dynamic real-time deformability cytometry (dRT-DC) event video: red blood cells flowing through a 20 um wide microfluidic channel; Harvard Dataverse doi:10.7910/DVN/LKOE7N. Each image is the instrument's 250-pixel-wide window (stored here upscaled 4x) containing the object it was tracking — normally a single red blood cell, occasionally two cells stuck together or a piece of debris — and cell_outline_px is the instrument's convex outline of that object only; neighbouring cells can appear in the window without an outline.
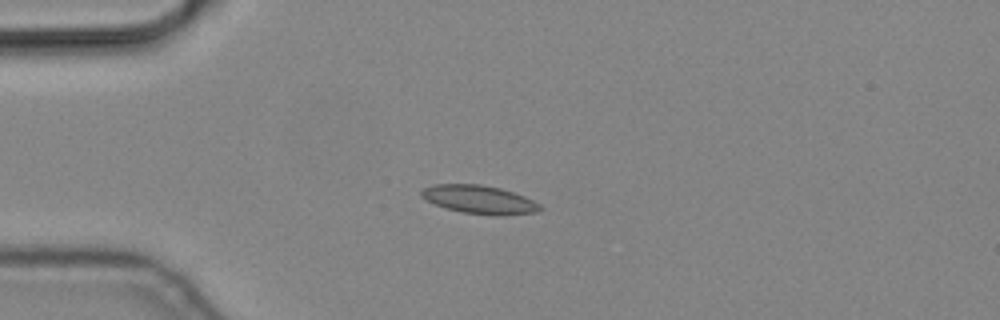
{"species": "common noctule bat (a hibernating species)", "species_latin": "Nyctalus noctula", "temperature_condition": "cold", "stored_images_in_passage": 7, "camera_frame_rate_fps": 3000, "um_per_image_px": 0.085, "animal": {"sex": "male", "body_mass_g": 19.2, "forearm_length_mm": 51.8}, "frame": {"image": 1, "passage_image": 1, "time_ms": 0.0, "image_size_px": [1000, 320], "cell_outline_px": [[544, 208], [536, 212], [500, 216], [464, 212], [448, 208], [436, 204], [420, 196], [420, 192], [424, 188], [432, 184], [480, 184], [500, 188], [524, 196], [540, 204]], "centroid_in_image_um": [40.76, 16.95], "position_along_channel_um": 44.2, "area_um2": 19.42}}
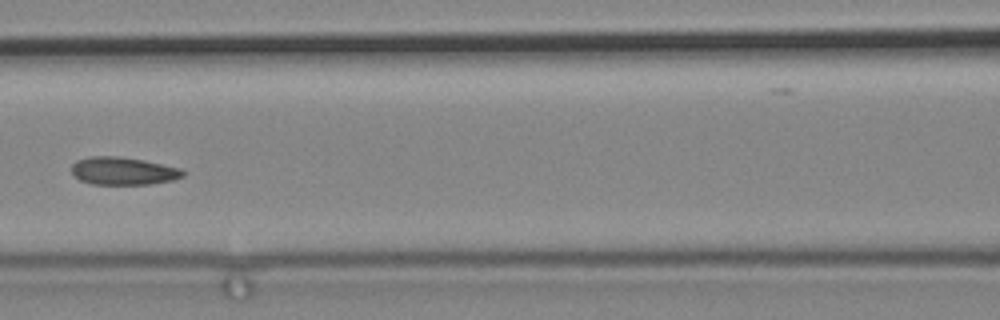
{"frame": {"image": 2, "passage_image": 4, "time_ms": 1.0, "image_size_px": [1000, 320], "cell_outline_px": [[188, 172], [184, 176], [172, 180], [148, 184], [92, 184], [80, 180], [72, 172], [72, 164], [76, 160], [92, 156], [116, 156], [144, 160], [180, 168]], "centroid_in_image_um": [10.49, 14.53], "position_along_channel_um": 156.1, "area_um2": 17.98}}
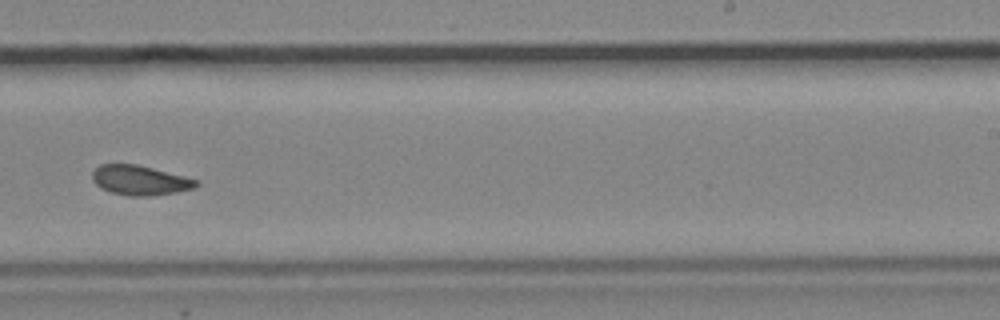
{"frame": {"image": 3, "passage_image": 7, "time_ms": 2.0, "image_size_px": [1000, 320], "cell_outline_px": [[200, 184], [192, 188], [176, 192], [152, 196], [128, 196], [112, 192], [100, 188], [92, 180], [92, 172], [100, 164], [136, 164], [200, 180]], "centroid_in_image_um": [11.89, 15.33], "position_along_channel_um": 277.1, "area_um2": 17.98}}